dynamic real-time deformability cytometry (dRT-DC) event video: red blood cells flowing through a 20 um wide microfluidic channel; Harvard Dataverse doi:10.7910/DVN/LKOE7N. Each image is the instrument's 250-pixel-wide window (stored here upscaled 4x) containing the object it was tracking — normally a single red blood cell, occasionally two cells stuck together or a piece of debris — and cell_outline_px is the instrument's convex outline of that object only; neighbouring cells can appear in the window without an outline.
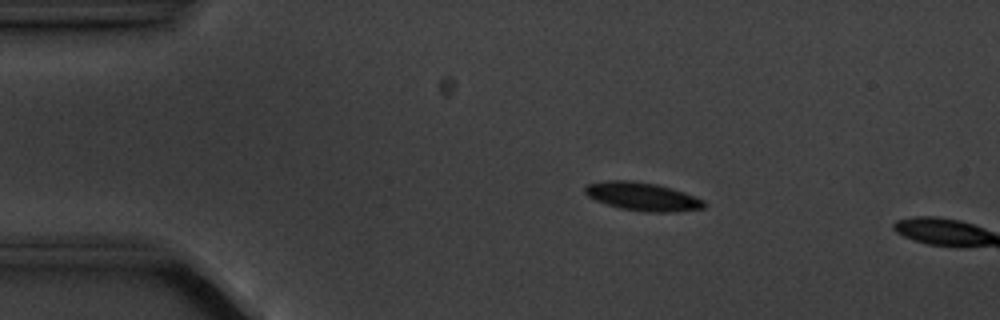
{"species": "common noctule bat (a hibernating species)", "species_latin": "Nyctalus noctula", "temperature_condition": "cold", "stored_images_in_passage": 3, "camera_frame_rate_fps": 3000, "um_per_image_px": 0.085, "animal": {"sex": "male", "body_mass_g": 20.1, "forearm_length_mm": 53.5}, "frame": {"image": 1, "passage_image": 2, "time_ms": 1.333, "image_size_px": [1000, 320], "cell_outline_px": [[704, 208], [668, 212], [648, 212], [620, 208], [596, 200], [588, 196], [584, 192], [584, 188], [588, 184], [608, 180], [636, 180], [656, 184], [684, 192], [704, 200]], "centroid_in_image_um": [54.59, 16.69], "position_along_channel_um": 30.4, "area_um2": 19.42}}